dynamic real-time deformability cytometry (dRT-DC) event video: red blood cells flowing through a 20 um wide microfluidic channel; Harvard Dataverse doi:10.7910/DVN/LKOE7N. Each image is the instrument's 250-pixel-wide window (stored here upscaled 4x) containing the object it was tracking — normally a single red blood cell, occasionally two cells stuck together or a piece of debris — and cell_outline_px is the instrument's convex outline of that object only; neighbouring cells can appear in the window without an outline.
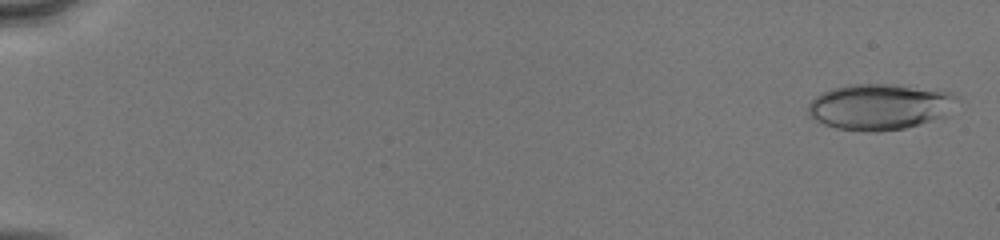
{"species": "human", "species_latin": "Homo sapiens", "temperature_condition": "cold", "stored_images_in_passage": 51, "camera_frame_rate_fps": 3000, "um_per_image_px": 0.085, "donor": {"sex": "male"}, "frame": {"image": 1, "passage_image": 2, "time_ms": 0.333, "image_size_px": [1000, 240], "cell_outline_px": [[960, 100], [948, 116], [920, 124], [904, 128], [880, 132], [864, 132], [836, 128], [824, 124], [808, 116], [808, 104], [816, 96], [832, 88], [848, 84], [892, 84], [952, 92], [960, 96]], "centroid_in_image_um": [74.83, 9.08], "position_along_channel_um": 10.2, "area_um2": 40.46}}
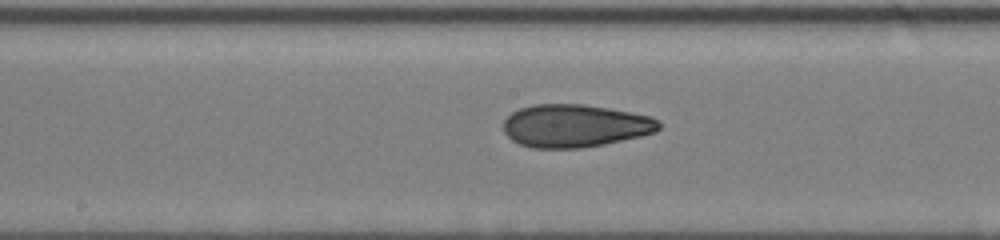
{"frame": {"image": 2, "passage_image": 29, "time_ms": 9.333, "image_size_px": [1000, 240], "cell_outline_px": [[660, 128], [656, 132], [640, 136], [604, 144], [580, 148], [532, 148], [520, 144], [512, 140], [504, 132], [504, 120], [512, 112], [520, 108], [532, 104], [584, 104], [608, 108], [652, 116], [660, 120]], "centroid_in_image_um": [48.88, 10.69], "position_along_channel_um": 199.3, "area_um2": 38.9}}
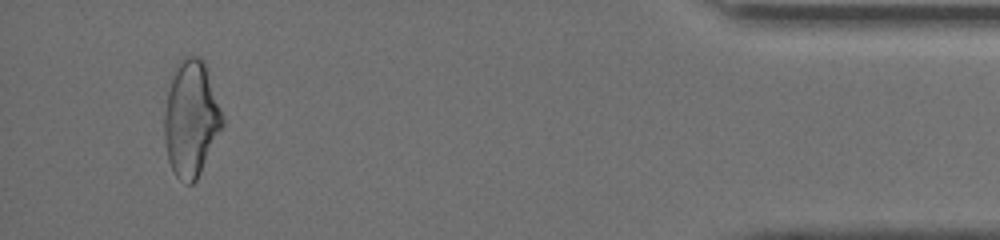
{"frame": {"image": 3, "passage_image": 49, "time_ms": 16.0, "image_size_px": [1000, 240], "cell_outline_px": [[224, 124], [196, 180], [192, 184], [188, 184], [180, 180], [176, 176], [168, 160], [164, 140], [164, 112], [168, 92], [176, 64], [180, 56], [200, 56], [204, 60], [224, 116]], "centroid_in_image_um": [16.24, 10.05], "position_along_channel_um": 419.0, "area_um2": 39.36}, "authors_computed_cell_mechanics": {"area_um2": 38.2636, "velocity_mm_per_s": 4.1527, "shape_relaxation_time_tau1_ms": 9.7321, "shape_relaxation_time_tau2_ms": 2.0471, "deformation_change_tau1": 0.2223, "deformation_change_tau2": 0.093}}